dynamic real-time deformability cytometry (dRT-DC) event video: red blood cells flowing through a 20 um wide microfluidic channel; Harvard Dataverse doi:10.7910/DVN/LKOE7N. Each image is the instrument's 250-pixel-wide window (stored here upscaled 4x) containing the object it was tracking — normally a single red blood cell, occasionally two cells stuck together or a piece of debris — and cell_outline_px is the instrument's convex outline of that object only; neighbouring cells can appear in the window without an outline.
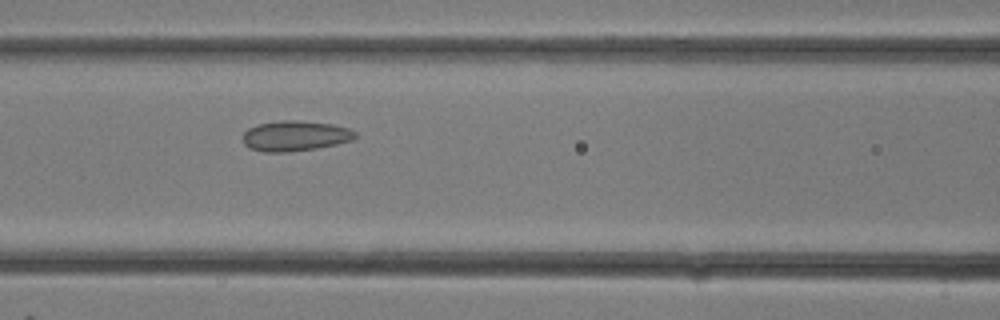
{"species": "common noctule bat (a hibernating species)", "species_latin": "Nyctalus noctula", "temperature_condition": "room temperature", "stored_images_in_passage": 23, "camera_frame_rate_fps": 3000, "um_per_image_px": 0.085, "animal": {"sex": "female"}, "frame": {"image": 1, "passage_image": 8, "time_ms": 2.333, "image_size_px": [1000, 320], "cell_outline_px": [[356, 136], [352, 140], [336, 144], [316, 148], [288, 152], [264, 152], [248, 148], [244, 144], [244, 132], [248, 128], [256, 124], [284, 120], [296, 120], [332, 124], [348, 128], [356, 132]], "centroid_in_image_um": [25.06, 11.55], "position_along_channel_um": 141.5, "area_um2": 19.83}}
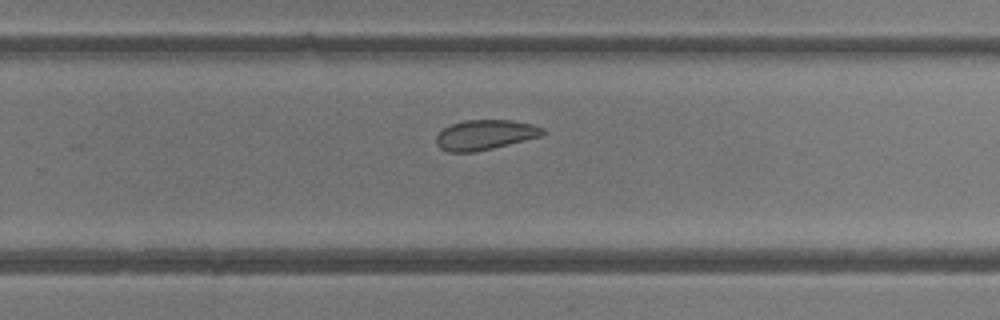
{"frame": {"image": 2, "passage_image": 14, "time_ms": 4.333, "image_size_px": [1000, 320], "cell_outline_px": [[544, 136], [476, 152], [448, 152], [440, 148], [436, 144], [436, 136], [444, 128], [452, 124], [464, 120], [512, 120], [532, 124], [544, 128]], "centroid_in_image_um": [41.25, 11.46], "position_along_channel_um": 288.6, "area_um2": 18.73}}
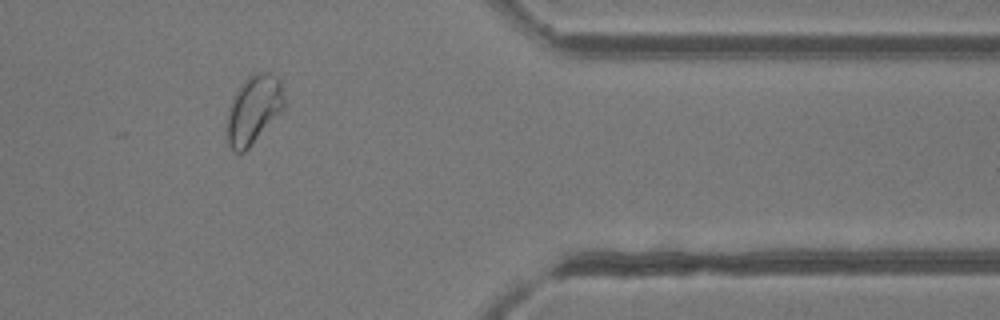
{"frame": {"image": 3, "passage_image": 19, "time_ms": 6.0, "image_size_px": [1000, 320], "cell_outline_px": [[284, 108], [248, 148], [244, 152], [236, 152], [228, 144], [228, 108], [240, 84], [248, 76], [256, 72], [268, 72], [276, 76], [280, 80], [284, 100]], "centroid_in_image_um": [21.56, 9.27], "position_along_channel_um": 389.8, "area_um2": 22.37}}